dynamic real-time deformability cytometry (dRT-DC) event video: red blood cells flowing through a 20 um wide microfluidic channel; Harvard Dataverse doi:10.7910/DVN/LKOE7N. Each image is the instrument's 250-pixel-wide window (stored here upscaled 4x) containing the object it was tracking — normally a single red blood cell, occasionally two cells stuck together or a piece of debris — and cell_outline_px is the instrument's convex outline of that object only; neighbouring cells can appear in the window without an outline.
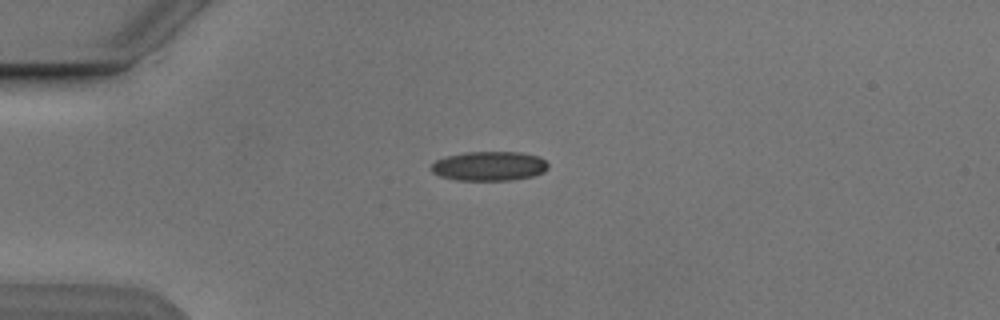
{"species": "Egyptian fruit bat (a non-hibernating species)", "species_latin": "Rousettus aegyptiacus", "temperature_condition": "cold", "stored_images_in_passage": 5, "camera_frame_rate_fps": 3000, "um_per_image_px": 0.085, "animal": {"sex": "male"}, "frame": {"image": 1, "passage_image": 1, "time_ms": 0.0, "image_size_px": [1000, 320], "cell_outline_px": [[548, 168], [544, 172], [532, 176], [512, 180], [456, 180], [440, 176], [432, 172], [428, 168], [436, 160], [448, 156], [464, 152], [520, 152], [540, 156], [548, 164]], "centroid_in_image_um": [41.58, 14.11], "position_along_channel_um": 43.4, "area_um2": 20.11}}
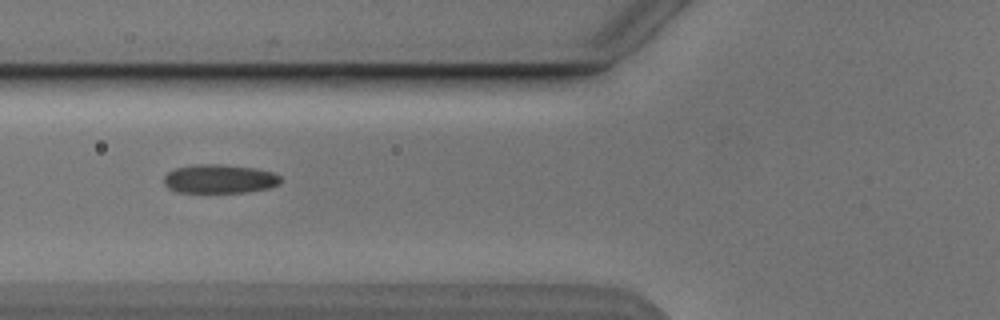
{"frame": {"image": 2, "passage_image": 3, "time_ms": 2.333, "image_size_px": [1000, 320], "cell_outline_px": [[280, 184], [268, 188], [248, 192], [176, 192], [168, 188], [164, 184], [164, 176], [168, 172], [176, 168], [192, 164], [220, 164], [256, 168], [272, 172], [280, 176]], "centroid_in_image_um": [18.64, 15.2], "position_along_channel_um": 107.2, "area_um2": 19.71}}
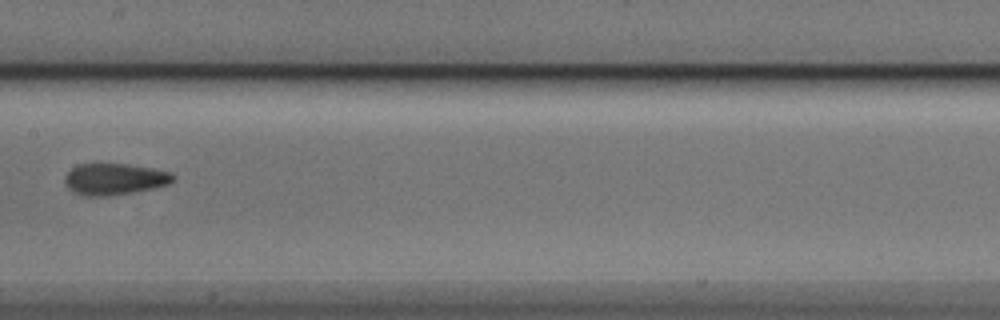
{"frame": {"image": 3, "passage_image": 5, "time_ms": 4.667, "image_size_px": [1000, 320], "cell_outline_px": [[176, 180], [168, 184], [156, 188], [108, 196], [84, 196], [68, 188], [64, 180], [64, 176], [76, 164], [128, 164], [152, 168], [172, 172], [176, 176]], "centroid_in_image_um": [9.77, 15.22], "position_along_channel_um": 197.6, "area_um2": 20.0}}